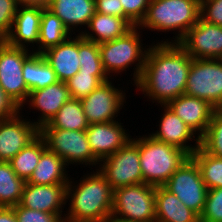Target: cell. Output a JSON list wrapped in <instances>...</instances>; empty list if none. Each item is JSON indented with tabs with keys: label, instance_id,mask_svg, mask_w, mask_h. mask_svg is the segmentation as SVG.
I'll return each instance as SVG.
<instances>
[{
	"label": "cell",
	"instance_id": "cell-7",
	"mask_svg": "<svg viewBox=\"0 0 222 222\" xmlns=\"http://www.w3.org/2000/svg\"><path fill=\"white\" fill-rule=\"evenodd\" d=\"M39 135L44 139L46 148L62 158L67 166L78 163L92 167L99 165L100 161L90 148L86 130L40 128Z\"/></svg>",
	"mask_w": 222,
	"mask_h": 222
},
{
	"label": "cell",
	"instance_id": "cell-21",
	"mask_svg": "<svg viewBox=\"0 0 222 222\" xmlns=\"http://www.w3.org/2000/svg\"><path fill=\"white\" fill-rule=\"evenodd\" d=\"M56 73L57 79L68 81L80 70L78 34L41 53Z\"/></svg>",
	"mask_w": 222,
	"mask_h": 222
},
{
	"label": "cell",
	"instance_id": "cell-29",
	"mask_svg": "<svg viewBox=\"0 0 222 222\" xmlns=\"http://www.w3.org/2000/svg\"><path fill=\"white\" fill-rule=\"evenodd\" d=\"M46 149L44 139L38 135L9 161L11 168L19 178L27 182Z\"/></svg>",
	"mask_w": 222,
	"mask_h": 222
},
{
	"label": "cell",
	"instance_id": "cell-25",
	"mask_svg": "<svg viewBox=\"0 0 222 222\" xmlns=\"http://www.w3.org/2000/svg\"><path fill=\"white\" fill-rule=\"evenodd\" d=\"M66 163L56 153L46 149L27 183L36 185L68 184ZM67 173V174H66Z\"/></svg>",
	"mask_w": 222,
	"mask_h": 222
},
{
	"label": "cell",
	"instance_id": "cell-19",
	"mask_svg": "<svg viewBox=\"0 0 222 222\" xmlns=\"http://www.w3.org/2000/svg\"><path fill=\"white\" fill-rule=\"evenodd\" d=\"M201 138L211 121L215 108L206 100L182 94L166 104Z\"/></svg>",
	"mask_w": 222,
	"mask_h": 222
},
{
	"label": "cell",
	"instance_id": "cell-45",
	"mask_svg": "<svg viewBox=\"0 0 222 222\" xmlns=\"http://www.w3.org/2000/svg\"><path fill=\"white\" fill-rule=\"evenodd\" d=\"M60 222H84V221H73V220L67 219L66 217H63Z\"/></svg>",
	"mask_w": 222,
	"mask_h": 222
},
{
	"label": "cell",
	"instance_id": "cell-11",
	"mask_svg": "<svg viewBox=\"0 0 222 222\" xmlns=\"http://www.w3.org/2000/svg\"><path fill=\"white\" fill-rule=\"evenodd\" d=\"M29 50L10 46L4 40L0 43V85L21 110L30 93L22 76L23 63L33 53Z\"/></svg>",
	"mask_w": 222,
	"mask_h": 222
},
{
	"label": "cell",
	"instance_id": "cell-35",
	"mask_svg": "<svg viewBox=\"0 0 222 222\" xmlns=\"http://www.w3.org/2000/svg\"><path fill=\"white\" fill-rule=\"evenodd\" d=\"M199 219L200 222H222V188L207 191L206 202Z\"/></svg>",
	"mask_w": 222,
	"mask_h": 222
},
{
	"label": "cell",
	"instance_id": "cell-22",
	"mask_svg": "<svg viewBox=\"0 0 222 222\" xmlns=\"http://www.w3.org/2000/svg\"><path fill=\"white\" fill-rule=\"evenodd\" d=\"M45 7L57 15L70 32L75 27H87L96 12L95 0H49Z\"/></svg>",
	"mask_w": 222,
	"mask_h": 222
},
{
	"label": "cell",
	"instance_id": "cell-6",
	"mask_svg": "<svg viewBox=\"0 0 222 222\" xmlns=\"http://www.w3.org/2000/svg\"><path fill=\"white\" fill-rule=\"evenodd\" d=\"M156 187L145 183L113 190L111 216L133 222H156Z\"/></svg>",
	"mask_w": 222,
	"mask_h": 222
},
{
	"label": "cell",
	"instance_id": "cell-42",
	"mask_svg": "<svg viewBox=\"0 0 222 222\" xmlns=\"http://www.w3.org/2000/svg\"><path fill=\"white\" fill-rule=\"evenodd\" d=\"M0 222H18L13 207H0Z\"/></svg>",
	"mask_w": 222,
	"mask_h": 222
},
{
	"label": "cell",
	"instance_id": "cell-9",
	"mask_svg": "<svg viewBox=\"0 0 222 222\" xmlns=\"http://www.w3.org/2000/svg\"><path fill=\"white\" fill-rule=\"evenodd\" d=\"M97 167L113 190L143 183L139 148L132 139L114 154L100 161Z\"/></svg>",
	"mask_w": 222,
	"mask_h": 222
},
{
	"label": "cell",
	"instance_id": "cell-27",
	"mask_svg": "<svg viewBox=\"0 0 222 222\" xmlns=\"http://www.w3.org/2000/svg\"><path fill=\"white\" fill-rule=\"evenodd\" d=\"M72 33L63 25L60 18L46 7L42 9L38 49L33 53H43L45 50L66 41Z\"/></svg>",
	"mask_w": 222,
	"mask_h": 222
},
{
	"label": "cell",
	"instance_id": "cell-33",
	"mask_svg": "<svg viewBox=\"0 0 222 222\" xmlns=\"http://www.w3.org/2000/svg\"><path fill=\"white\" fill-rule=\"evenodd\" d=\"M200 146L209 154L222 158V109L216 108Z\"/></svg>",
	"mask_w": 222,
	"mask_h": 222
},
{
	"label": "cell",
	"instance_id": "cell-39",
	"mask_svg": "<svg viewBox=\"0 0 222 222\" xmlns=\"http://www.w3.org/2000/svg\"><path fill=\"white\" fill-rule=\"evenodd\" d=\"M200 18L207 23L222 26V0H201Z\"/></svg>",
	"mask_w": 222,
	"mask_h": 222
},
{
	"label": "cell",
	"instance_id": "cell-41",
	"mask_svg": "<svg viewBox=\"0 0 222 222\" xmlns=\"http://www.w3.org/2000/svg\"><path fill=\"white\" fill-rule=\"evenodd\" d=\"M95 11L123 18V7L120 0H95Z\"/></svg>",
	"mask_w": 222,
	"mask_h": 222
},
{
	"label": "cell",
	"instance_id": "cell-32",
	"mask_svg": "<svg viewBox=\"0 0 222 222\" xmlns=\"http://www.w3.org/2000/svg\"><path fill=\"white\" fill-rule=\"evenodd\" d=\"M190 157L198 165L208 190L222 188V158L207 153L201 146Z\"/></svg>",
	"mask_w": 222,
	"mask_h": 222
},
{
	"label": "cell",
	"instance_id": "cell-10",
	"mask_svg": "<svg viewBox=\"0 0 222 222\" xmlns=\"http://www.w3.org/2000/svg\"><path fill=\"white\" fill-rule=\"evenodd\" d=\"M164 187L200 217L208 188L198 165L191 157L171 175Z\"/></svg>",
	"mask_w": 222,
	"mask_h": 222
},
{
	"label": "cell",
	"instance_id": "cell-5",
	"mask_svg": "<svg viewBox=\"0 0 222 222\" xmlns=\"http://www.w3.org/2000/svg\"><path fill=\"white\" fill-rule=\"evenodd\" d=\"M139 33H141L140 28L134 26L122 37L98 45L102 65L108 76L126 71L135 63L136 68L134 67V73H132L133 85L139 81L148 52V48L145 50L142 47L144 44L141 43Z\"/></svg>",
	"mask_w": 222,
	"mask_h": 222
},
{
	"label": "cell",
	"instance_id": "cell-30",
	"mask_svg": "<svg viewBox=\"0 0 222 222\" xmlns=\"http://www.w3.org/2000/svg\"><path fill=\"white\" fill-rule=\"evenodd\" d=\"M25 181L19 178L9 162L0 161V207H14L20 203Z\"/></svg>",
	"mask_w": 222,
	"mask_h": 222
},
{
	"label": "cell",
	"instance_id": "cell-2",
	"mask_svg": "<svg viewBox=\"0 0 222 222\" xmlns=\"http://www.w3.org/2000/svg\"><path fill=\"white\" fill-rule=\"evenodd\" d=\"M76 185L70 178L66 188V202L69 200L67 219L84 222H104L111 216L113 188L98 169L88 173Z\"/></svg>",
	"mask_w": 222,
	"mask_h": 222
},
{
	"label": "cell",
	"instance_id": "cell-37",
	"mask_svg": "<svg viewBox=\"0 0 222 222\" xmlns=\"http://www.w3.org/2000/svg\"><path fill=\"white\" fill-rule=\"evenodd\" d=\"M18 222H60L65 215H55L38 210H31L20 204L13 207ZM63 216V217H62Z\"/></svg>",
	"mask_w": 222,
	"mask_h": 222
},
{
	"label": "cell",
	"instance_id": "cell-20",
	"mask_svg": "<svg viewBox=\"0 0 222 222\" xmlns=\"http://www.w3.org/2000/svg\"><path fill=\"white\" fill-rule=\"evenodd\" d=\"M70 98L69 89L66 82L58 81L53 85L45 88L30 91L29 97L26 101L28 105L35 110H40V116L34 124L40 129L46 125L55 116L59 109Z\"/></svg>",
	"mask_w": 222,
	"mask_h": 222
},
{
	"label": "cell",
	"instance_id": "cell-43",
	"mask_svg": "<svg viewBox=\"0 0 222 222\" xmlns=\"http://www.w3.org/2000/svg\"><path fill=\"white\" fill-rule=\"evenodd\" d=\"M20 3L46 4L49 0H19Z\"/></svg>",
	"mask_w": 222,
	"mask_h": 222
},
{
	"label": "cell",
	"instance_id": "cell-14",
	"mask_svg": "<svg viewBox=\"0 0 222 222\" xmlns=\"http://www.w3.org/2000/svg\"><path fill=\"white\" fill-rule=\"evenodd\" d=\"M23 117L19 112L12 118L0 120V161L9 162L39 135L34 122Z\"/></svg>",
	"mask_w": 222,
	"mask_h": 222
},
{
	"label": "cell",
	"instance_id": "cell-18",
	"mask_svg": "<svg viewBox=\"0 0 222 222\" xmlns=\"http://www.w3.org/2000/svg\"><path fill=\"white\" fill-rule=\"evenodd\" d=\"M161 108L164 109V113L159 122V130L150 135L159 141L185 151L191 156L200 147V138H195L196 133L167 105H161ZM192 140L196 141L195 144L189 145L188 141Z\"/></svg>",
	"mask_w": 222,
	"mask_h": 222
},
{
	"label": "cell",
	"instance_id": "cell-31",
	"mask_svg": "<svg viewBox=\"0 0 222 222\" xmlns=\"http://www.w3.org/2000/svg\"><path fill=\"white\" fill-rule=\"evenodd\" d=\"M78 54L80 70L87 73H93L103 83L111 79L105 72L98 44L83 38L78 34Z\"/></svg>",
	"mask_w": 222,
	"mask_h": 222
},
{
	"label": "cell",
	"instance_id": "cell-4",
	"mask_svg": "<svg viewBox=\"0 0 222 222\" xmlns=\"http://www.w3.org/2000/svg\"><path fill=\"white\" fill-rule=\"evenodd\" d=\"M139 148L143 183L164 186L171 175L190 157L185 151L152 137L131 138Z\"/></svg>",
	"mask_w": 222,
	"mask_h": 222
},
{
	"label": "cell",
	"instance_id": "cell-8",
	"mask_svg": "<svg viewBox=\"0 0 222 222\" xmlns=\"http://www.w3.org/2000/svg\"><path fill=\"white\" fill-rule=\"evenodd\" d=\"M185 94L222 107V59H192Z\"/></svg>",
	"mask_w": 222,
	"mask_h": 222
},
{
	"label": "cell",
	"instance_id": "cell-44",
	"mask_svg": "<svg viewBox=\"0 0 222 222\" xmlns=\"http://www.w3.org/2000/svg\"><path fill=\"white\" fill-rule=\"evenodd\" d=\"M104 222H133V221H129V220L117 218V217H114V216H110Z\"/></svg>",
	"mask_w": 222,
	"mask_h": 222
},
{
	"label": "cell",
	"instance_id": "cell-13",
	"mask_svg": "<svg viewBox=\"0 0 222 222\" xmlns=\"http://www.w3.org/2000/svg\"><path fill=\"white\" fill-rule=\"evenodd\" d=\"M178 44L192 59H222V26L199 18Z\"/></svg>",
	"mask_w": 222,
	"mask_h": 222
},
{
	"label": "cell",
	"instance_id": "cell-17",
	"mask_svg": "<svg viewBox=\"0 0 222 222\" xmlns=\"http://www.w3.org/2000/svg\"><path fill=\"white\" fill-rule=\"evenodd\" d=\"M68 184L36 185L25 182L20 205L42 212L62 215L66 205V188Z\"/></svg>",
	"mask_w": 222,
	"mask_h": 222
},
{
	"label": "cell",
	"instance_id": "cell-3",
	"mask_svg": "<svg viewBox=\"0 0 222 222\" xmlns=\"http://www.w3.org/2000/svg\"><path fill=\"white\" fill-rule=\"evenodd\" d=\"M200 18V0H151L138 28L161 32L177 30L164 43H178ZM145 27V28H144Z\"/></svg>",
	"mask_w": 222,
	"mask_h": 222
},
{
	"label": "cell",
	"instance_id": "cell-15",
	"mask_svg": "<svg viewBox=\"0 0 222 222\" xmlns=\"http://www.w3.org/2000/svg\"><path fill=\"white\" fill-rule=\"evenodd\" d=\"M44 4L21 3L11 30L4 41L13 47L25 48L39 43L40 22Z\"/></svg>",
	"mask_w": 222,
	"mask_h": 222
},
{
	"label": "cell",
	"instance_id": "cell-34",
	"mask_svg": "<svg viewBox=\"0 0 222 222\" xmlns=\"http://www.w3.org/2000/svg\"><path fill=\"white\" fill-rule=\"evenodd\" d=\"M103 82L93 73L78 71L66 81L71 98L82 99L99 87Z\"/></svg>",
	"mask_w": 222,
	"mask_h": 222
},
{
	"label": "cell",
	"instance_id": "cell-16",
	"mask_svg": "<svg viewBox=\"0 0 222 222\" xmlns=\"http://www.w3.org/2000/svg\"><path fill=\"white\" fill-rule=\"evenodd\" d=\"M121 124L118 121L95 123L86 129L92 153L99 161L114 154L131 140L130 134Z\"/></svg>",
	"mask_w": 222,
	"mask_h": 222
},
{
	"label": "cell",
	"instance_id": "cell-24",
	"mask_svg": "<svg viewBox=\"0 0 222 222\" xmlns=\"http://www.w3.org/2000/svg\"><path fill=\"white\" fill-rule=\"evenodd\" d=\"M156 222H200L199 216L164 186L156 187Z\"/></svg>",
	"mask_w": 222,
	"mask_h": 222
},
{
	"label": "cell",
	"instance_id": "cell-28",
	"mask_svg": "<svg viewBox=\"0 0 222 222\" xmlns=\"http://www.w3.org/2000/svg\"><path fill=\"white\" fill-rule=\"evenodd\" d=\"M89 122L84 114L80 99L69 98L55 116L41 128H57L62 130H86Z\"/></svg>",
	"mask_w": 222,
	"mask_h": 222
},
{
	"label": "cell",
	"instance_id": "cell-38",
	"mask_svg": "<svg viewBox=\"0 0 222 222\" xmlns=\"http://www.w3.org/2000/svg\"><path fill=\"white\" fill-rule=\"evenodd\" d=\"M20 4L19 0H0V37L3 40L11 30L17 8Z\"/></svg>",
	"mask_w": 222,
	"mask_h": 222
},
{
	"label": "cell",
	"instance_id": "cell-40",
	"mask_svg": "<svg viewBox=\"0 0 222 222\" xmlns=\"http://www.w3.org/2000/svg\"><path fill=\"white\" fill-rule=\"evenodd\" d=\"M21 108L5 93L0 85V120L14 117Z\"/></svg>",
	"mask_w": 222,
	"mask_h": 222
},
{
	"label": "cell",
	"instance_id": "cell-36",
	"mask_svg": "<svg viewBox=\"0 0 222 222\" xmlns=\"http://www.w3.org/2000/svg\"><path fill=\"white\" fill-rule=\"evenodd\" d=\"M151 0H120L123 7V18L133 27L138 26L145 17Z\"/></svg>",
	"mask_w": 222,
	"mask_h": 222
},
{
	"label": "cell",
	"instance_id": "cell-1",
	"mask_svg": "<svg viewBox=\"0 0 222 222\" xmlns=\"http://www.w3.org/2000/svg\"><path fill=\"white\" fill-rule=\"evenodd\" d=\"M192 58L178 43L163 40L149 46L139 81L135 84L153 103L166 105L185 94Z\"/></svg>",
	"mask_w": 222,
	"mask_h": 222
},
{
	"label": "cell",
	"instance_id": "cell-23",
	"mask_svg": "<svg viewBox=\"0 0 222 222\" xmlns=\"http://www.w3.org/2000/svg\"><path fill=\"white\" fill-rule=\"evenodd\" d=\"M87 28L90 32L92 30L91 33L94 35L87 30L81 31L79 34L83 38L99 45L122 37L130 31L133 26L124 18L95 12Z\"/></svg>",
	"mask_w": 222,
	"mask_h": 222
},
{
	"label": "cell",
	"instance_id": "cell-12",
	"mask_svg": "<svg viewBox=\"0 0 222 222\" xmlns=\"http://www.w3.org/2000/svg\"><path fill=\"white\" fill-rule=\"evenodd\" d=\"M125 94L108 80L80 99L89 124L116 121L115 118L126 102Z\"/></svg>",
	"mask_w": 222,
	"mask_h": 222
},
{
	"label": "cell",
	"instance_id": "cell-26",
	"mask_svg": "<svg viewBox=\"0 0 222 222\" xmlns=\"http://www.w3.org/2000/svg\"><path fill=\"white\" fill-rule=\"evenodd\" d=\"M22 76L30 91L57 83L56 73L42 54L32 53L23 63Z\"/></svg>",
	"mask_w": 222,
	"mask_h": 222
}]
</instances>
